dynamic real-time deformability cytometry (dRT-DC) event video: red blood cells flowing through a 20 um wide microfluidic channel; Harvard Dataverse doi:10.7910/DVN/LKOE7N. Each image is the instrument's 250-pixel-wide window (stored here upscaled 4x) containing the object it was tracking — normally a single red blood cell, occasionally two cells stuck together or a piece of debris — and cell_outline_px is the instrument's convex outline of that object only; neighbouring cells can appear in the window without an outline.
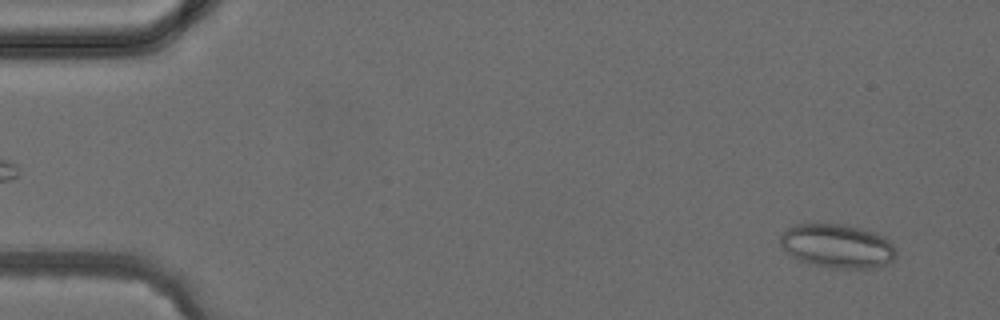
{"species": "common noctule bat (a hibernating species)", "species_latin": "Nyctalus noctula", "temperature_condition": "cold", "stored_images_in_passage": 4, "camera_frame_rate_fps": 3000, "um_per_image_px": 0.085, "animal": {"sex": "female", "body_mass_g": 24.6, "forearm_length_mm": 56.2}, "frame": {"image": 1, "passage_image": 4, "time_ms": 4.667, "image_size_px": [1000, 320], "cell_outline_px": [[896, 252], [892, 260], [880, 268], [832, 268], [808, 264], [792, 256], [780, 244], [780, 236], [788, 228], [796, 224], [840, 224], [860, 228], [872, 232], [888, 240], [896, 248]], "centroid_in_image_um": [71.17, 20.93], "position_along_channel_um": 13.8, "area_um2": 29.42}}